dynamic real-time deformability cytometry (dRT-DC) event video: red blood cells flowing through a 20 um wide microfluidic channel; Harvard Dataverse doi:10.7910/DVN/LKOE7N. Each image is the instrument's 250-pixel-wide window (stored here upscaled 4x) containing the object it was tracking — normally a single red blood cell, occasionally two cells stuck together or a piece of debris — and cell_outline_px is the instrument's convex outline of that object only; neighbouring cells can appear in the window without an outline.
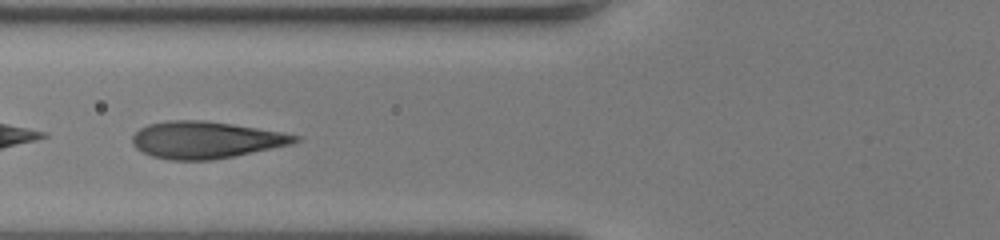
{"species": "human", "species_latin": "Homo sapiens", "temperature_condition": "room temperature", "stored_images_in_passage": 42, "camera_frame_rate_fps": 3000, "um_per_image_px": 0.085, "donor": {"sex": "female"}, "frame": {"image": 1, "passage_image": 14, "time_ms": 4.333, "image_size_px": [1000, 240], "cell_outline_px": [[300, 140], [292, 144], [236, 156], [212, 160], [168, 160], [152, 156], [136, 148], [132, 144], [132, 136], [140, 128], [148, 124], [168, 120], [204, 120], [232, 124], [284, 132], [300, 136]], "centroid_in_image_um": [17.5, 11.89], "position_along_channel_um": 108.3, "area_um2": 35.2}}
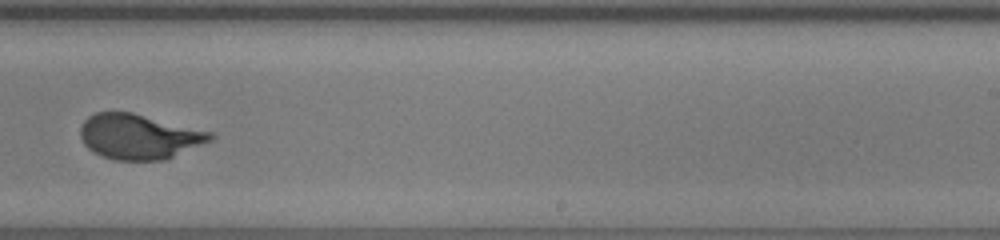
{"frame": {"image": 2, "passage_image": 26, "time_ms": 8.333, "image_size_px": [1000, 240], "cell_outline_px": [[216, 136], [212, 140], [164, 160], [112, 160], [100, 156], [88, 148], [84, 144], [80, 136], [80, 128], [84, 120], [88, 116], [96, 112], [132, 112], [212, 132]], "centroid_in_image_um": [11.79, 11.61], "position_along_channel_um": 277.2, "area_um2": 34.16}}
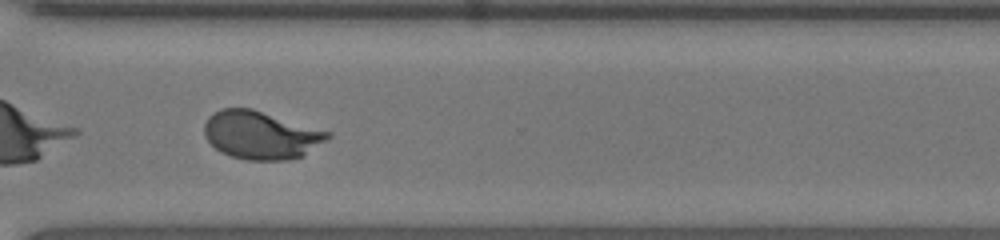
{"frame": {"image": 3, "passage_image": 31, "time_ms": 10.0, "image_size_px": [1000, 240], "cell_outline_px": [[332, 136], [328, 140], [304, 156], [288, 160], [248, 160], [232, 156], [220, 152], [204, 136], [204, 124], [208, 116], [220, 108], [252, 108], [332, 132]], "centroid_in_image_um": [22.21, 11.48], "position_along_channel_um": 348.4, "area_um2": 34.91}, "authors_computed_cell_mechanics": {"area_um2": 34.9112, "velocity_mm_per_s": 4.2396, "shape_relaxation_time_tau1_ms": 3.8288, "shape_relaxation_time_tau2_ms": null, "deformation_change_tau1": 0.2126, "deformation_change_tau2": null}}